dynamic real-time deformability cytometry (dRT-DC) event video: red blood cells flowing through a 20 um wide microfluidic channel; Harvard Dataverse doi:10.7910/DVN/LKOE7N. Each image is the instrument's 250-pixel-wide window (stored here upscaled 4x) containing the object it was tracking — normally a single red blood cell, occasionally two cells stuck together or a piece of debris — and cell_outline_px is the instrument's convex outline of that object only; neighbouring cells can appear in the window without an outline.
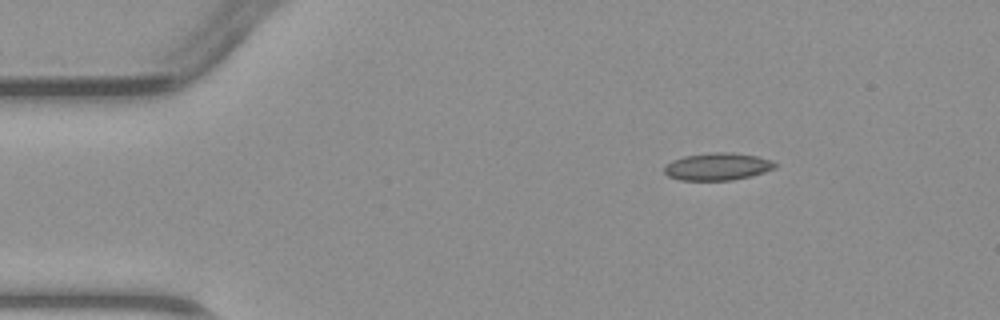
{"species": "common noctule bat (a hibernating species)", "species_latin": "Nyctalus noctula", "temperature_condition": "warm", "stored_images_in_passage": 3, "camera_frame_rate_fps": 3000, "um_per_image_px": 0.085, "animal": {"sex": "male", "body_mass_g": 23.1, "forearm_length_mm": 52.7}, "frame": {"image": 1, "passage_image": 1, "time_ms": 0.0, "image_size_px": [1000, 320], "cell_outline_px": [[776, 168], [764, 172], [732, 180], [680, 180], [668, 176], [664, 172], [664, 168], [672, 160], [684, 156], [716, 152], [728, 152], [756, 156], [768, 160], [776, 164]], "centroid_in_image_um": [60.96, 14.16], "position_along_channel_um": 24.0, "area_um2": 17.34}}
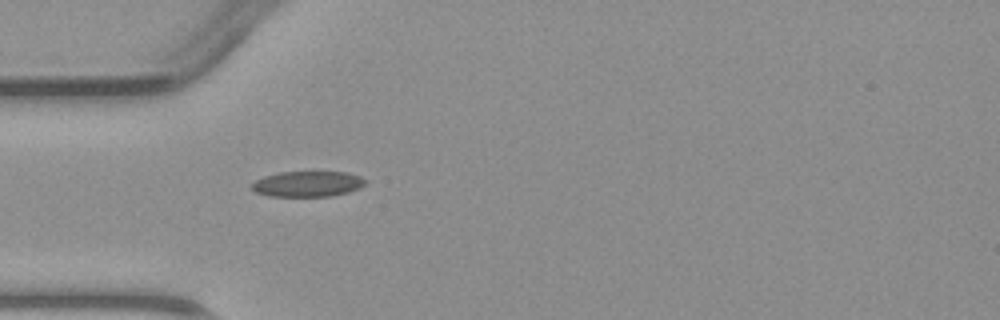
{"frame": {"image": 2, "passage_image": 3, "time_ms": 2.333, "image_size_px": [1000, 320], "cell_outline_px": [[368, 180], [360, 188], [348, 192], [332, 196], [268, 196], [256, 192], [252, 188], [252, 184], [256, 180], [264, 176], [280, 172], [348, 172], [360, 176]], "centroid_in_image_um": [26.18, 15.63], "position_along_channel_um": 58.8, "area_um2": 16.94}}